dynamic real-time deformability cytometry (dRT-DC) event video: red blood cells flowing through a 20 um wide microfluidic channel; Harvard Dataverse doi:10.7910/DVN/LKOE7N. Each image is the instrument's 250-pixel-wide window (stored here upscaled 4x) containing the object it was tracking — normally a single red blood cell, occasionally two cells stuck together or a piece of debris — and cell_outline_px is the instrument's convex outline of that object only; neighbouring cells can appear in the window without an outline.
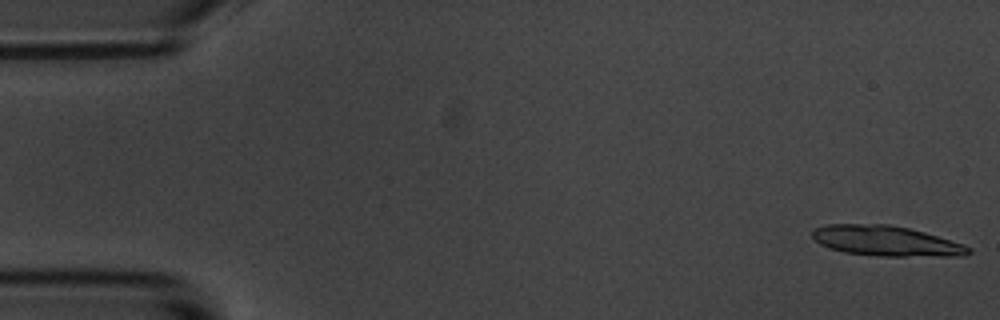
{"species": "common noctule bat (a hibernating species)", "species_latin": "Nyctalus noctula", "temperature_condition": "room temperature", "stored_images_in_passage": 6, "camera_frame_rate_fps": 3000, "um_per_image_px": 0.085, "animal": {"sex": "male", "body_mass_g": 20.1, "forearm_length_mm": 53.5}, "frame": {"image": 1, "passage_image": 1, "time_ms": 0.0, "image_size_px": [1000, 320], "cell_outline_px": [[972, 252], [964, 256], [880, 256], [844, 252], [828, 248], [820, 244], [812, 236], [812, 228], [828, 224], [888, 224], [908, 228], [924, 232], [964, 244], [972, 248]], "centroid_in_image_um": [75.32, 20.48], "position_along_channel_um": 9.7, "area_um2": 27.63}}